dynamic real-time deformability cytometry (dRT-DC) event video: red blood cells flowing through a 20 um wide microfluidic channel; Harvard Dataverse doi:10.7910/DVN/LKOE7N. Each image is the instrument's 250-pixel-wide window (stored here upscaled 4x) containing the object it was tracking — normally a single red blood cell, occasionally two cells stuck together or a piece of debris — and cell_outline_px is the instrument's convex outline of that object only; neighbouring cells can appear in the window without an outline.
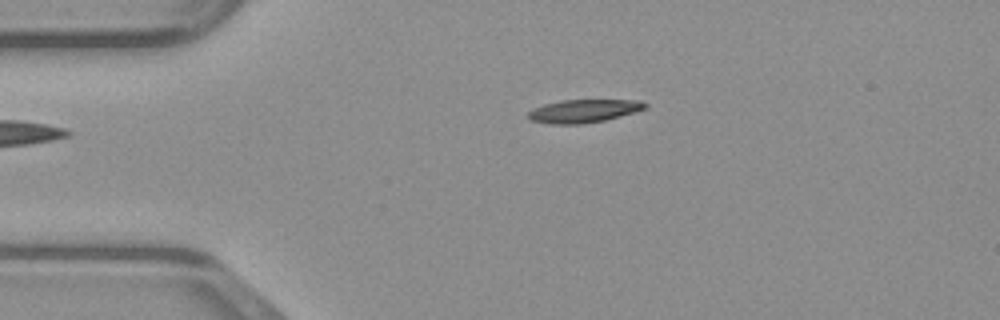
{"species": "common noctule bat (a hibernating species)", "species_latin": "Nyctalus noctula", "temperature_condition": "warm", "stored_images_in_passage": 39, "camera_frame_rate_fps": 3000, "um_per_image_px": 0.085, "animal": {"sex": "male", "body_mass_g": 23.1, "forearm_length_mm": 52.7}, "frame": {"image": 1, "passage_image": 1, "time_ms": 0.0, "image_size_px": [1000, 320], "cell_outline_px": [[648, 108], [636, 112], [604, 120], [584, 124], [548, 124], [528, 120], [524, 116], [532, 108], [544, 104], [560, 100], [640, 100], [648, 104]], "centroid_in_image_um": [49.56, 9.44], "position_along_channel_um": 35.4, "area_um2": 16.13}}
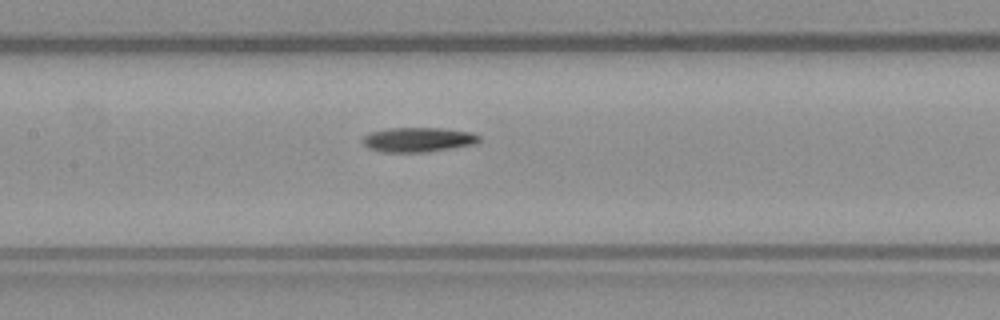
{"frame": {"image": 2, "passage_image": 13, "time_ms": 4.0, "image_size_px": [1000, 320], "cell_outline_px": [[480, 140], [476, 144], [428, 152], [384, 152], [368, 148], [360, 140], [364, 136], [372, 132], [388, 128], [440, 128], [472, 132], [480, 136]], "centroid_in_image_um": [35.55, 11.87], "position_along_channel_um": 171.8, "area_um2": 16.76}}
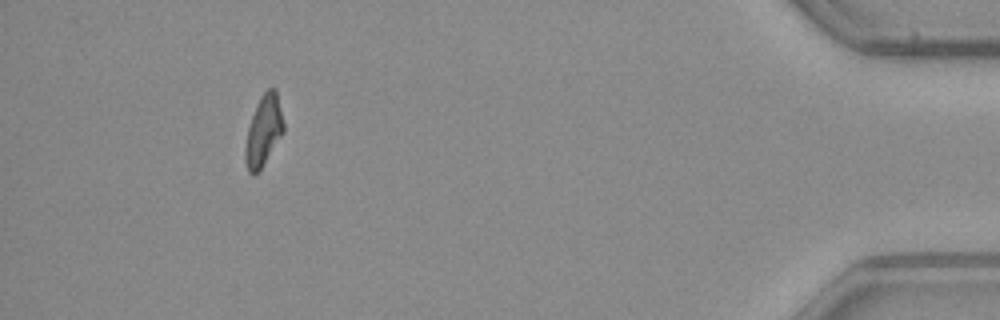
{"frame": {"image": 3, "passage_image": 35, "time_ms": 11.333, "image_size_px": [1000, 320], "cell_outline_px": [[284, 132], [260, 168], [252, 176], [248, 172], [244, 160], [244, 148], [248, 128], [256, 104], [260, 96], [268, 88], [276, 88], [284, 124]], "centroid_in_image_um": [22.39, 11.09], "position_along_channel_um": 412.8, "area_um2": 15.66}}